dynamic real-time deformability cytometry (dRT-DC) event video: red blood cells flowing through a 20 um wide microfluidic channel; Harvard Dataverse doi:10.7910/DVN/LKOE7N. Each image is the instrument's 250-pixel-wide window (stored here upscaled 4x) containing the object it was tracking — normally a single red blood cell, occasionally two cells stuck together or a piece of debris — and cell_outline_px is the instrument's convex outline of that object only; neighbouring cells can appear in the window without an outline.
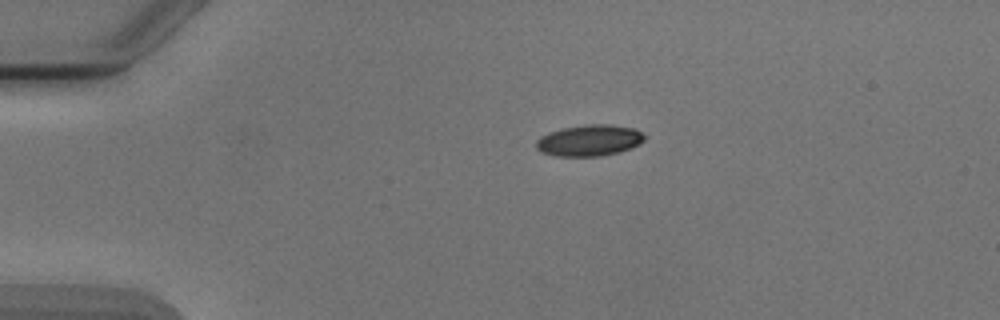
{"species": "Egyptian fruit bat (a non-hibernating species)", "species_latin": "Rousettus aegyptiacus", "temperature_condition": "cold", "stored_images_in_passage": 6, "camera_frame_rate_fps": 3000, "um_per_image_px": 0.085, "animal": {"sex": "male"}, "frame": {"image": 1, "passage_image": 6, "time_ms": 6.667, "image_size_px": [1000, 320], "cell_outline_px": [[644, 140], [640, 144], [632, 148], [620, 152], [600, 156], [556, 156], [540, 152], [536, 148], [536, 140], [540, 136], [564, 128], [592, 124], [608, 124], [636, 128], [644, 136]], "centroid_in_image_um": [50.11, 11.95], "position_along_channel_um": 34.9, "area_um2": 19.71}}